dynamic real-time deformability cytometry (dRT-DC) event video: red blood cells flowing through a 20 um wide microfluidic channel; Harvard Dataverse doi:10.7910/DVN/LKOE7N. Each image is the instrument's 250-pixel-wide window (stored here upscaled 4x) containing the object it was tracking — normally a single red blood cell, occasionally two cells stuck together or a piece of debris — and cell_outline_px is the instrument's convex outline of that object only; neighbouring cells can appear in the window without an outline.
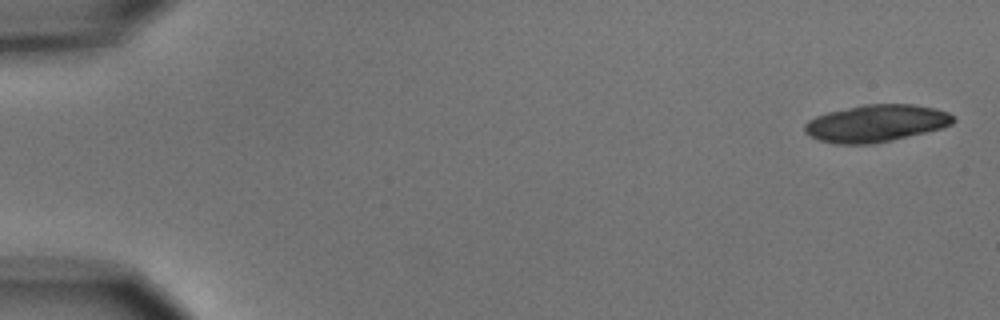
{"species": "common noctule bat (a hibernating species)", "species_latin": "Nyctalus noctula", "temperature_condition": "cold", "stored_images_in_passage": 5, "camera_frame_rate_fps": 3000, "um_per_image_px": 0.085, "animal": {"sex": "male", "body_mass_g": 15.6}, "frame": {"image": 1, "passage_image": 1, "time_ms": 0.0, "image_size_px": [1000, 320], "cell_outline_px": [[956, 120], [952, 124], [940, 128], [892, 140], [872, 144], [836, 144], [820, 140], [808, 136], [804, 132], [804, 124], [808, 120], [816, 116], [828, 112], [864, 104], [912, 104], [936, 108], [948, 112], [956, 116]], "centroid_in_image_um": [74.46, 10.48], "position_along_channel_um": 10.5, "area_um2": 32.25}}